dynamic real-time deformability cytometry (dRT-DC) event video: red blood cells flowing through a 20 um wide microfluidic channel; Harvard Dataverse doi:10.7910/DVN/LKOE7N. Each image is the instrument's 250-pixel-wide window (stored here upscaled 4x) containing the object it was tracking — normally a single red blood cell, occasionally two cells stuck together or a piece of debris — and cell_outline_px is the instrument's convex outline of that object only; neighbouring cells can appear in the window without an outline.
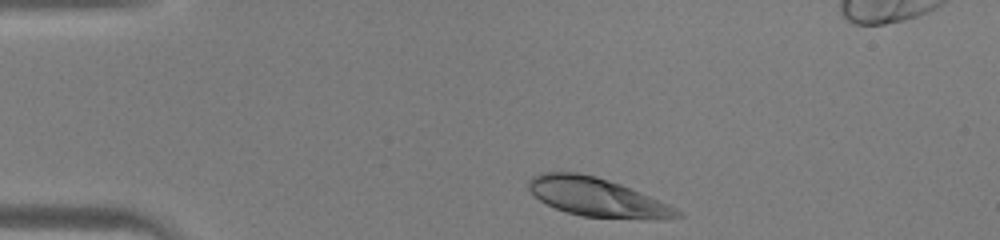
{"species": "human", "species_latin": "Homo sapiens", "temperature_condition": "warm", "stored_images_in_passage": 33, "camera_frame_rate_fps": 3000, "um_per_image_px": 0.085, "donor": {"sex": "male"}, "frame": {"image": 1, "passage_image": 1, "time_ms": 0.0, "image_size_px": [1000, 240], "cell_outline_px": [[684, 216], [660, 220], [652, 220], [584, 216], [568, 212], [556, 208], [540, 200], [528, 188], [528, 180], [532, 176], [540, 172], [576, 172], [596, 176], [620, 184], [640, 192], [668, 204], [676, 208]], "centroid_in_image_um": [50.77, 16.77], "position_along_channel_um": 34.2, "area_um2": 33.29}}
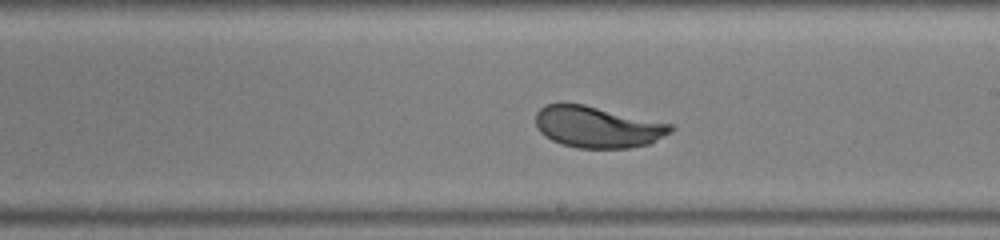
{"frame": {"image": 2, "passage_image": 18, "time_ms": 5.667, "image_size_px": [1000, 240], "cell_outline_px": [[676, 128], [672, 132], [652, 144], [628, 148], [576, 148], [560, 144], [544, 136], [536, 128], [536, 112], [544, 104], [584, 104], [676, 124]], "centroid_in_image_um": [50.85, 10.8], "position_along_channel_um": 238.1, "area_um2": 33.23}}
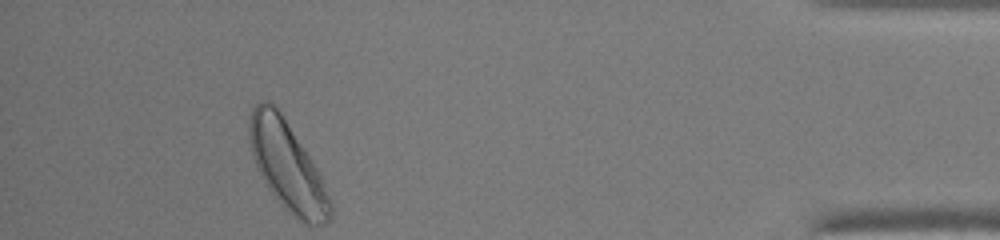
{"frame": {"image": 3, "passage_image": 33, "time_ms": 10.667, "image_size_px": [1000, 240], "cell_outline_px": [[332, 216], [324, 224], [304, 224], [296, 220], [280, 204], [260, 176], [256, 168], [252, 156], [248, 136], [248, 120], [252, 104], [260, 100], [268, 100], [280, 112], [312, 160], [320, 176], [332, 204]], "centroid_in_image_um": [24.37, 14.1], "position_along_channel_um": 410.8, "area_um2": 42.02}}